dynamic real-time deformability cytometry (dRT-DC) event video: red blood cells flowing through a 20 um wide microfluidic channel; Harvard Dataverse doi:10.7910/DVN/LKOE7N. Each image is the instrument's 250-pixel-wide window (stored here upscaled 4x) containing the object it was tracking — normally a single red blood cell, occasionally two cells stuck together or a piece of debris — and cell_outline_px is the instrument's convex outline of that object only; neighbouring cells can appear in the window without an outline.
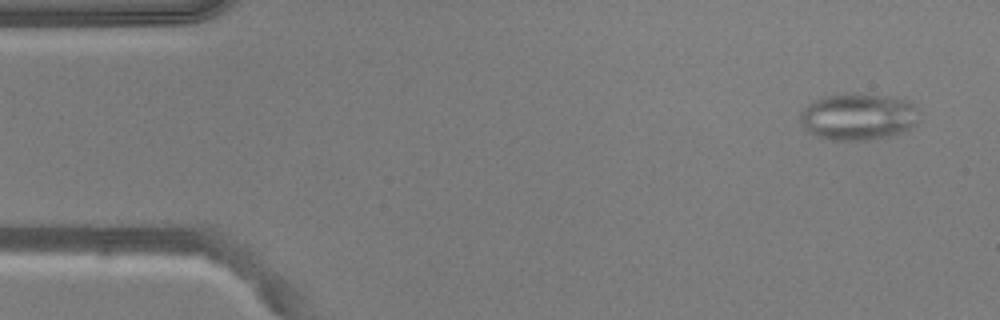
{"species": "common noctule bat (a hibernating species)", "species_latin": "Nyctalus noctula", "temperature_condition": "warm", "stored_images_in_passage": 51, "camera_frame_rate_fps": 3000, "um_per_image_px": 0.085, "animal": {"sex": "male", "body_mass_g": 20.5, "forearm_length_mm": 52.5}, "frame": {"image": 1, "passage_image": 3, "time_ms": 0.667, "image_size_px": [1000, 320], "cell_outline_px": [[916, 124], [904, 132], [892, 136], [864, 140], [832, 140], [816, 136], [808, 132], [804, 128], [800, 120], [800, 112], [808, 104], [824, 96], [852, 92], [888, 96], [908, 100], [916, 108]], "centroid_in_image_um": [72.92, 9.91], "position_along_channel_um": 12.1, "area_um2": 32.6}}
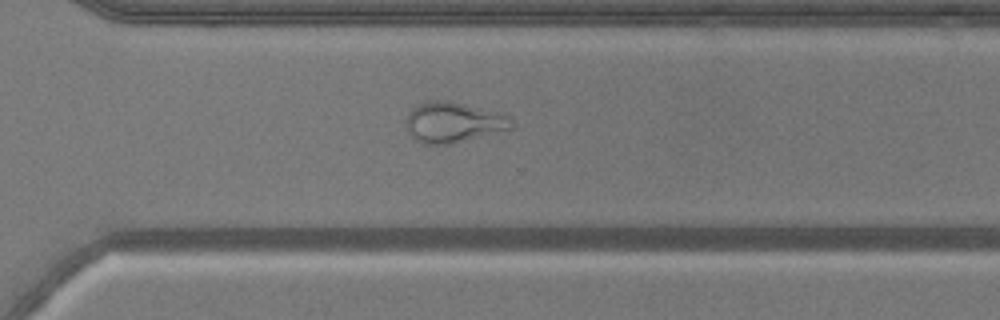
{"frame": {"image": 2, "passage_image": 36, "time_ms": 11.667, "image_size_px": [1000, 320], "cell_outline_px": [[512, 128], [508, 132], [452, 144], [424, 144], [416, 140], [412, 136], [404, 124], [404, 120], [408, 112], [412, 108], [424, 100], [448, 100], [504, 112], [512, 120]], "centroid_in_image_um": [38.59, 10.39], "position_along_channel_um": 332.0, "area_um2": 25.95}}
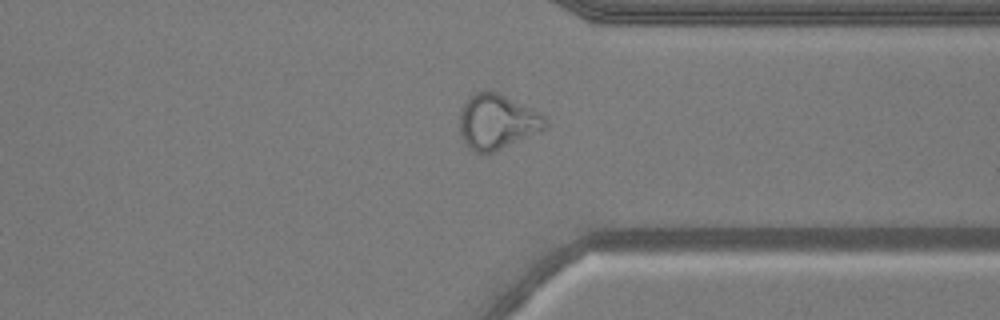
{"frame": {"image": 3, "passage_image": 39, "time_ms": 12.667, "image_size_px": [1000, 320], "cell_outline_px": [[548, 124], [544, 128], [492, 152], [480, 156], [468, 148], [460, 132], [460, 108], [468, 96], [476, 92], [496, 92], [540, 112], [548, 120]], "centroid_in_image_um": [42.2, 10.35], "position_along_channel_um": 369.2, "area_um2": 27.11}, "authors_computed_cell_mechanics": {"area_um2": 27.8596, "velocity_mm_per_s": 3.8848, "shape_relaxation_time_tau1_ms": null, "shape_relaxation_time_tau2_ms": 0.9144, "deformation_change_tau1": null, "deformation_change_tau2": 0.0874}}